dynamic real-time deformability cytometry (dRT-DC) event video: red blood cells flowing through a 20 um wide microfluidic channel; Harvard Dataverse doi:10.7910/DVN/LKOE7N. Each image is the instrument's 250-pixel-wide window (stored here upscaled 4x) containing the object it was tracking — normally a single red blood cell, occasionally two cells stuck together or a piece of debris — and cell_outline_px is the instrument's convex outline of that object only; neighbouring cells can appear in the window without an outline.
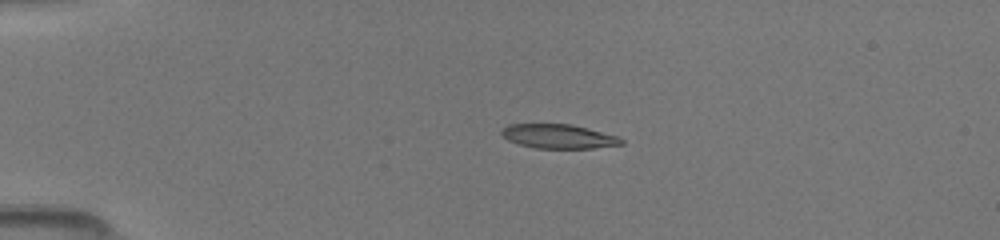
{"species": "common noctule bat (a hibernating species)", "species_latin": "Nyctalus noctula", "temperature_condition": "room temperature", "stored_images_in_passage": 11, "camera_frame_rate_fps": 3000, "um_per_image_px": 0.085, "animal": {"sex": "female", "body_mass_g": 19.5, "forearm_length_mm": 54.1}, "frame": {"image": 1, "passage_image": 7, "time_ms": 3.667, "image_size_px": [1000, 240], "cell_outline_px": [[624, 144], [592, 148], [536, 148], [520, 144], [508, 140], [500, 132], [508, 124], [572, 124], [620, 136], [624, 140]], "centroid_in_image_um": [47.53, 11.58], "position_along_channel_um": 37.5, "area_um2": 16.88}}
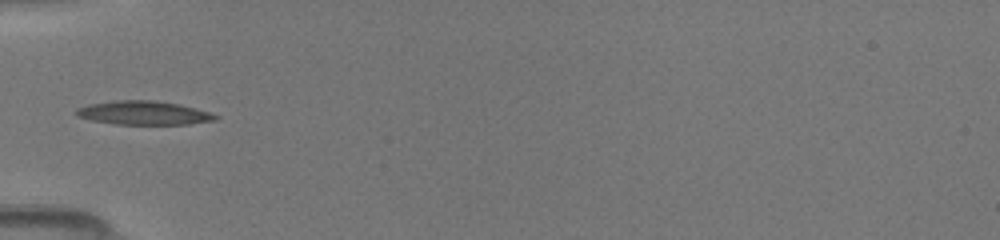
{"frame": {"image": 2, "passage_image": 10, "time_ms": 5.667, "image_size_px": [1000, 240], "cell_outline_px": [[220, 116], [216, 120], [188, 124], [116, 124], [92, 120], [76, 116], [76, 108], [88, 104], [112, 100], [156, 100], [180, 104], [208, 112]], "centroid_in_image_um": [12.19, 9.58], "position_along_channel_um": 72.8, "area_um2": 19.31}}